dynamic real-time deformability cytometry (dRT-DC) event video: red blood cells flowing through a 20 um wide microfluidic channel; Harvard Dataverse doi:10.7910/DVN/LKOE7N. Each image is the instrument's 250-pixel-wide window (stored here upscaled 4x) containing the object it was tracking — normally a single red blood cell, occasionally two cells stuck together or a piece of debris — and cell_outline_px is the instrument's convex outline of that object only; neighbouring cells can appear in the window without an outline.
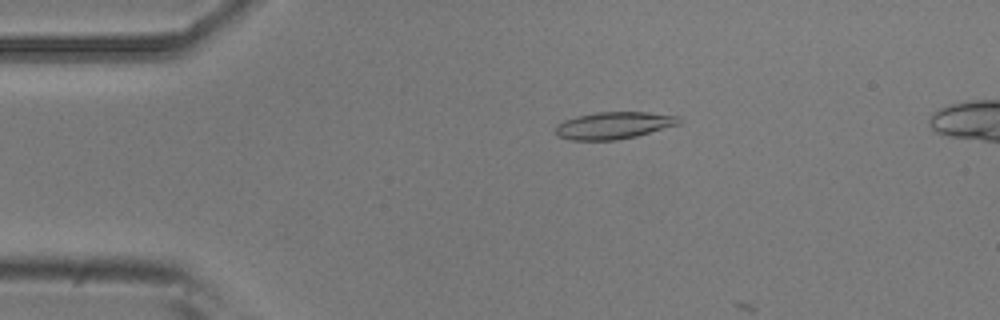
{"species": "common noctule bat (a hibernating species)", "species_latin": "Nyctalus noctula", "temperature_condition": "room temperature", "stored_images_in_passage": 4, "camera_frame_rate_fps": 3000, "um_per_image_px": 0.085, "animal": {"sex": "male", "body_mass_g": 20.5, "forearm_length_mm": 52.5}, "frame": {"image": 1, "passage_image": 3, "time_ms": 0.667, "image_size_px": [1000, 320], "cell_outline_px": [[684, 120], [680, 124], [636, 136], [616, 140], [572, 140], [556, 136], [556, 124], [564, 120], [576, 116], [596, 112], [648, 112], [680, 116]], "centroid_in_image_um": [52.19, 10.65], "position_along_channel_um": 32.8, "area_um2": 19.65}}